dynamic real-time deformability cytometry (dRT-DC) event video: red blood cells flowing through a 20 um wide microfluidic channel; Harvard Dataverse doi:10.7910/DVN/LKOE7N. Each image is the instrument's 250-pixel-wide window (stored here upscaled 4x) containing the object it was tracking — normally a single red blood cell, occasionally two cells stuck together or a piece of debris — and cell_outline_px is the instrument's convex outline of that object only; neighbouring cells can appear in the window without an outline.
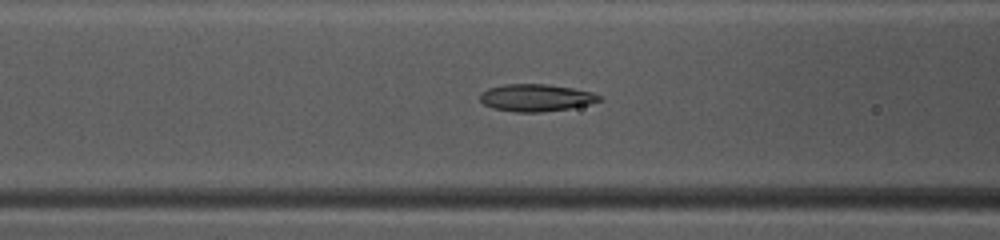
{"species": "common noctule bat (a hibernating species)", "species_latin": "Nyctalus noctula", "temperature_condition": "warm", "stored_images_in_passage": 38, "camera_frame_rate_fps": 3000, "um_per_image_px": 0.085, "animal": {"sex": "female", "body_mass_g": 10.0, "forearm_length_mm": 53.1}, "frame": {"image": 1, "passage_image": 10, "time_ms": 3.0, "image_size_px": [1000, 240], "cell_outline_px": [[604, 100], [588, 104], [568, 108], [540, 112], [516, 112], [492, 108], [484, 104], [480, 100], [480, 92], [488, 88], [504, 84], [548, 84], [572, 88], [592, 92], [600, 96]], "centroid_in_image_um": [45.54, 8.3], "position_along_channel_um": 121.1, "area_um2": 18.9}}
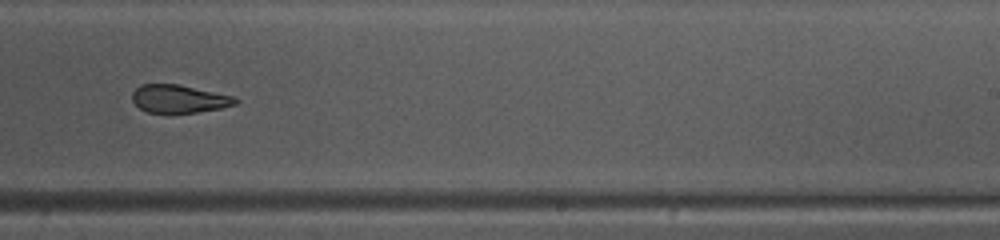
{"frame": {"image": 2, "passage_image": 21, "time_ms": 6.667, "image_size_px": [1000, 240], "cell_outline_px": [[240, 100], [236, 104], [220, 108], [172, 116], [148, 112], [140, 108], [132, 100], [132, 92], [140, 84], [180, 84], [232, 96]], "centroid_in_image_um": [15.18, 8.43], "position_along_channel_um": 273.8, "area_um2": 17.34}}
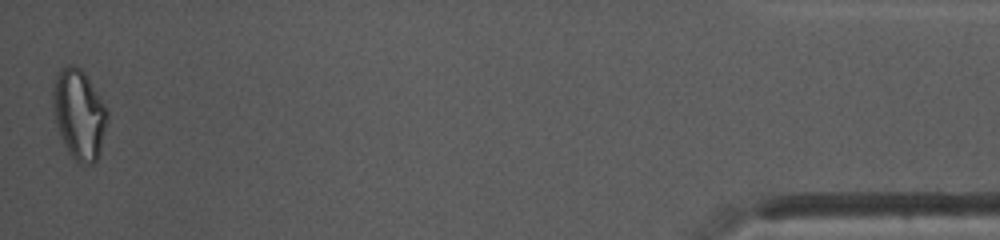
{"frame": {"image": 3, "passage_image": 38, "time_ms": 12.333, "image_size_px": [1000, 240], "cell_outline_px": [[108, 116], [100, 152], [96, 160], [92, 164], [80, 164], [68, 152], [60, 136], [52, 112], [52, 92], [56, 76], [68, 64], [72, 64], [80, 68], [84, 72], [108, 108]], "centroid_in_image_um": [6.72, 9.72], "position_along_channel_um": 428.5, "area_um2": 28.55}, "authors_computed_cell_mechanics": {"area_um2": 18.9584, "velocity_mm_per_s": 4.1627, "shape_relaxation_time_tau1_ms": 4.9806, "shape_relaxation_time_tau2_ms": 1.7385, "deformation_change_tau1": 0.1741, "deformation_change_tau2": 0.0692}}